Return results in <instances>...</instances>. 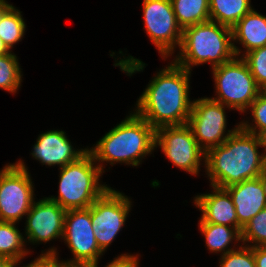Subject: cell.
Segmentation results:
<instances>
[{"mask_svg": "<svg viewBox=\"0 0 266 267\" xmlns=\"http://www.w3.org/2000/svg\"><path fill=\"white\" fill-rule=\"evenodd\" d=\"M190 74L174 61L161 69L137 100L135 113L155 130L187 124L193 105L189 99Z\"/></svg>", "mask_w": 266, "mask_h": 267, "instance_id": "1", "label": "cell"}, {"mask_svg": "<svg viewBox=\"0 0 266 267\" xmlns=\"http://www.w3.org/2000/svg\"><path fill=\"white\" fill-rule=\"evenodd\" d=\"M258 136L239 127L219 146L206 152L205 168L211 186L227 188L261 175Z\"/></svg>", "mask_w": 266, "mask_h": 267, "instance_id": "2", "label": "cell"}, {"mask_svg": "<svg viewBox=\"0 0 266 267\" xmlns=\"http://www.w3.org/2000/svg\"><path fill=\"white\" fill-rule=\"evenodd\" d=\"M155 148V129L133 112L88 151L96 163L109 162L114 165L119 162L136 167Z\"/></svg>", "mask_w": 266, "mask_h": 267, "instance_id": "3", "label": "cell"}, {"mask_svg": "<svg viewBox=\"0 0 266 267\" xmlns=\"http://www.w3.org/2000/svg\"><path fill=\"white\" fill-rule=\"evenodd\" d=\"M232 29L208 21L183 29L180 52L173 59L176 64L191 72L193 66L211 63V67L233 60Z\"/></svg>", "mask_w": 266, "mask_h": 267, "instance_id": "4", "label": "cell"}, {"mask_svg": "<svg viewBox=\"0 0 266 267\" xmlns=\"http://www.w3.org/2000/svg\"><path fill=\"white\" fill-rule=\"evenodd\" d=\"M103 168L87 151L75 162L60 168L58 197L48 198L66 211L89 208L110 188L99 184V178L105 172Z\"/></svg>", "mask_w": 266, "mask_h": 267, "instance_id": "5", "label": "cell"}, {"mask_svg": "<svg viewBox=\"0 0 266 267\" xmlns=\"http://www.w3.org/2000/svg\"><path fill=\"white\" fill-rule=\"evenodd\" d=\"M212 73L217 97L211 99L224 104L228 109L246 112L260 94V88L241 57L213 67Z\"/></svg>", "mask_w": 266, "mask_h": 267, "instance_id": "6", "label": "cell"}, {"mask_svg": "<svg viewBox=\"0 0 266 267\" xmlns=\"http://www.w3.org/2000/svg\"><path fill=\"white\" fill-rule=\"evenodd\" d=\"M22 160L0 171V221L19 222L34 202V185Z\"/></svg>", "mask_w": 266, "mask_h": 267, "instance_id": "7", "label": "cell"}, {"mask_svg": "<svg viewBox=\"0 0 266 267\" xmlns=\"http://www.w3.org/2000/svg\"><path fill=\"white\" fill-rule=\"evenodd\" d=\"M131 203L130 198L110 187L88 208L94 236L103 253L124 226Z\"/></svg>", "mask_w": 266, "mask_h": 267, "instance_id": "8", "label": "cell"}, {"mask_svg": "<svg viewBox=\"0 0 266 267\" xmlns=\"http://www.w3.org/2000/svg\"><path fill=\"white\" fill-rule=\"evenodd\" d=\"M158 146L174 166L191 175H198L202 159L205 163L206 152L199 146L187 124L155 130V147Z\"/></svg>", "mask_w": 266, "mask_h": 267, "instance_id": "9", "label": "cell"}, {"mask_svg": "<svg viewBox=\"0 0 266 267\" xmlns=\"http://www.w3.org/2000/svg\"><path fill=\"white\" fill-rule=\"evenodd\" d=\"M224 104L204 97L193 100L192 111L187 125L199 146L207 152L210 148L223 144L239 127L226 132L227 118Z\"/></svg>", "mask_w": 266, "mask_h": 267, "instance_id": "10", "label": "cell"}, {"mask_svg": "<svg viewBox=\"0 0 266 267\" xmlns=\"http://www.w3.org/2000/svg\"><path fill=\"white\" fill-rule=\"evenodd\" d=\"M143 18L146 33L157 47L161 57L174 54L182 41V28L178 25L171 0H143Z\"/></svg>", "mask_w": 266, "mask_h": 267, "instance_id": "11", "label": "cell"}, {"mask_svg": "<svg viewBox=\"0 0 266 267\" xmlns=\"http://www.w3.org/2000/svg\"><path fill=\"white\" fill-rule=\"evenodd\" d=\"M91 212L87 209L67 210L64 219L63 240L72 251L71 260L66 265H92L99 263L103 255L97 245L92 228Z\"/></svg>", "mask_w": 266, "mask_h": 267, "instance_id": "12", "label": "cell"}, {"mask_svg": "<svg viewBox=\"0 0 266 267\" xmlns=\"http://www.w3.org/2000/svg\"><path fill=\"white\" fill-rule=\"evenodd\" d=\"M65 214L66 210L48 197L34 201L26 215V239L35 244L62 238Z\"/></svg>", "mask_w": 266, "mask_h": 267, "instance_id": "13", "label": "cell"}, {"mask_svg": "<svg viewBox=\"0 0 266 267\" xmlns=\"http://www.w3.org/2000/svg\"><path fill=\"white\" fill-rule=\"evenodd\" d=\"M87 151L88 148L74 149L64 131L50 130L39 135L31 154L42 165H58L62 168L78 160Z\"/></svg>", "mask_w": 266, "mask_h": 267, "instance_id": "14", "label": "cell"}, {"mask_svg": "<svg viewBox=\"0 0 266 267\" xmlns=\"http://www.w3.org/2000/svg\"><path fill=\"white\" fill-rule=\"evenodd\" d=\"M233 201L238 217V231L241 233L243 227L266 208V195L259 177L244 180L240 183L225 188Z\"/></svg>", "mask_w": 266, "mask_h": 267, "instance_id": "15", "label": "cell"}, {"mask_svg": "<svg viewBox=\"0 0 266 267\" xmlns=\"http://www.w3.org/2000/svg\"><path fill=\"white\" fill-rule=\"evenodd\" d=\"M212 193L197 195L195 206L202 211L199 222L227 225L238 230V217L232 198L225 188L212 186Z\"/></svg>", "mask_w": 266, "mask_h": 267, "instance_id": "16", "label": "cell"}, {"mask_svg": "<svg viewBox=\"0 0 266 267\" xmlns=\"http://www.w3.org/2000/svg\"><path fill=\"white\" fill-rule=\"evenodd\" d=\"M231 29L236 57H239L242 52L235 46L236 41L243 45L246 53L266 46V16L254 9L244 15Z\"/></svg>", "mask_w": 266, "mask_h": 267, "instance_id": "17", "label": "cell"}, {"mask_svg": "<svg viewBox=\"0 0 266 267\" xmlns=\"http://www.w3.org/2000/svg\"><path fill=\"white\" fill-rule=\"evenodd\" d=\"M251 0H209L210 21L232 28L253 8Z\"/></svg>", "mask_w": 266, "mask_h": 267, "instance_id": "18", "label": "cell"}, {"mask_svg": "<svg viewBox=\"0 0 266 267\" xmlns=\"http://www.w3.org/2000/svg\"><path fill=\"white\" fill-rule=\"evenodd\" d=\"M198 224L210 252H220L225 255L229 251L235 250L231 247L228 248L233 242L232 240L241 241V233L234 227L208 222H199Z\"/></svg>", "mask_w": 266, "mask_h": 267, "instance_id": "19", "label": "cell"}, {"mask_svg": "<svg viewBox=\"0 0 266 267\" xmlns=\"http://www.w3.org/2000/svg\"><path fill=\"white\" fill-rule=\"evenodd\" d=\"M15 225L16 222L0 221V256L13 262V267L29 253L24 248L26 240Z\"/></svg>", "mask_w": 266, "mask_h": 267, "instance_id": "20", "label": "cell"}, {"mask_svg": "<svg viewBox=\"0 0 266 267\" xmlns=\"http://www.w3.org/2000/svg\"><path fill=\"white\" fill-rule=\"evenodd\" d=\"M171 3L182 30L210 21L209 0H171Z\"/></svg>", "mask_w": 266, "mask_h": 267, "instance_id": "21", "label": "cell"}, {"mask_svg": "<svg viewBox=\"0 0 266 267\" xmlns=\"http://www.w3.org/2000/svg\"><path fill=\"white\" fill-rule=\"evenodd\" d=\"M25 29L20 10L11 5L0 18V38L10 51L14 44L22 40Z\"/></svg>", "mask_w": 266, "mask_h": 267, "instance_id": "22", "label": "cell"}, {"mask_svg": "<svg viewBox=\"0 0 266 267\" xmlns=\"http://www.w3.org/2000/svg\"><path fill=\"white\" fill-rule=\"evenodd\" d=\"M17 56L11 52L0 55V88L16 93L22 82Z\"/></svg>", "mask_w": 266, "mask_h": 267, "instance_id": "23", "label": "cell"}, {"mask_svg": "<svg viewBox=\"0 0 266 267\" xmlns=\"http://www.w3.org/2000/svg\"><path fill=\"white\" fill-rule=\"evenodd\" d=\"M241 242L253 243L251 247L266 246V208L262 209L258 214L243 227L241 232Z\"/></svg>", "mask_w": 266, "mask_h": 267, "instance_id": "24", "label": "cell"}, {"mask_svg": "<svg viewBox=\"0 0 266 267\" xmlns=\"http://www.w3.org/2000/svg\"><path fill=\"white\" fill-rule=\"evenodd\" d=\"M241 58L247 63L256 84L261 89L266 85V46L243 53Z\"/></svg>", "mask_w": 266, "mask_h": 267, "instance_id": "25", "label": "cell"}, {"mask_svg": "<svg viewBox=\"0 0 266 267\" xmlns=\"http://www.w3.org/2000/svg\"><path fill=\"white\" fill-rule=\"evenodd\" d=\"M251 114L253 117L251 124L249 122H241L240 127L252 134L258 135L260 132L266 130V97L261 93L256 97V99L250 104Z\"/></svg>", "mask_w": 266, "mask_h": 267, "instance_id": "26", "label": "cell"}, {"mask_svg": "<svg viewBox=\"0 0 266 267\" xmlns=\"http://www.w3.org/2000/svg\"><path fill=\"white\" fill-rule=\"evenodd\" d=\"M219 267H256L253 247L244 244L237 250L221 255Z\"/></svg>", "mask_w": 266, "mask_h": 267, "instance_id": "27", "label": "cell"}, {"mask_svg": "<svg viewBox=\"0 0 266 267\" xmlns=\"http://www.w3.org/2000/svg\"><path fill=\"white\" fill-rule=\"evenodd\" d=\"M57 249L50 248L45 253H42L38 258L30 264L23 267H61L64 261H59L57 257Z\"/></svg>", "mask_w": 266, "mask_h": 267, "instance_id": "28", "label": "cell"}, {"mask_svg": "<svg viewBox=\"0 0 266 267\" xmlns=\"http://www.w3.org/2000/svg\"><path fill=\"white\" fill-rule=\"evenodd\" d=\"M139 255H129L122 254L115 259H113L108 265L105 267H138L139 266ZM90 267H98V263H94L89 265Z\"/></svg>", "mask_w": 266, "mask_h": 267, "instance_id": "29", "label": "cell"}, {"mask_svg": "<svg viewBox=\"0 0 266 267\" xmlns=\"http://www.w3.org/2000/svg\"><path fill=\"white\" fill-rule=\"evenodd\" d=\"M256 267H266V246L253 247Z\"/></svg>", "mask_w": 266, "mask_h": 267, "instance_id": "30", "label": "cell"}, {"mask_svg": "<svg viewBox=\"0 0 266 267\" xmlns=\"http://www.w3.org/2000/svg\"><path fill=\"white\" fill-rule=\"evenodd\" d=\"M257 136L260 142V146L264 147L263 149L266 153V130L263 132H260Z\"/></svg>", "mask_w": 266, "mask_h": 267, "instance_id": "31", "label": "cell"}, {"mask_svg": "<svg viewBox=\"0 0 266 267\" xmlns=\"http://www.w3.org/2000/svg\"><path fill=\"white\" fill-rule=\"evenodd\" d=\"M11 5L6 0H0V18Z\"/></svg>", "mask_w": 266, "mask_h": 267, "instance_id": "32", "label": "cell"}, {"mask_svg": "<svg viewBox=\"0 0 266 267\" xmlns=\"http://www.w3.org/2000/svg\"><path fill=\"white\" fill-rule=\"evenodd\" d=\"M0 267H13V262L5 257L0 256Z\"/></svg>", "mask_w": 266, "mask_h": 267, "instance_id": "33", "label": "cell"}, {"mask_svg": "<svg viewBox=\"0 0 266 267\" xmlns=\"http://www.w3.org/2000/svg\"><path fill=\"white\" fill-rule=\"evenodd\" d=\"M261 175H266V153H262Z\"/></svg>", "mask_w": 266, "mask_h": 267, "instance_id": "34", "label": "cell"}, {"mask_svg": "<svg viewBox=\"0 0 266 267\" xmlns=\"http://www.w3.org/2000/svg\"><path fill=\"white\" fill-rule=\"evenodd\" d=\"M9 52H12V51H10V50L6 47V45L4 44V42L2 41V39L0 38V55H1V54H7V53H9Z\"/></svg>", "mask_w": 266, "mask_h": 267, "instance_id": "35", "label": "cell"}, {"mask_svg": "<svg viewBox=\"0 0 266 267\" xmlns=\"http://www.w3.org/2000/svg\"><path fill=\"white\" fill-rule=\"evenodd\" d=\"M259 178L262 182L263 190L266 195V175H260Z\"/></svg>", "mask_w": 266, "mask_h": 267, "instance_id": "36", "label": "cell"}, {"mask_svg": "<svg viewBox=\"0 0 266 267\" xmlns=\"http://www.w3.org/2000/svg\"><path fill=\"white\" fill-rule=\"evenodd\" d=\"M61 267H90L89 265H66L62 264Z\"/></svg>", "mask_w": 266, "mask_h": 267, "instance_id": "37", "label": "cell"}, {"mask_svg": "<svg viewBox=\"0 0 266 267\" xmlns=\"http://www.w3.org/2000/svg\"><path fill=\"white\" fill-rule=\"evenodd\" d=\"M260 93L266 97V85H264L261 89H260Z\"/></svg>", "mask_w": 266, "mask_h": 267, "instance_id": "38", "label": "cell"}]
</instances>
